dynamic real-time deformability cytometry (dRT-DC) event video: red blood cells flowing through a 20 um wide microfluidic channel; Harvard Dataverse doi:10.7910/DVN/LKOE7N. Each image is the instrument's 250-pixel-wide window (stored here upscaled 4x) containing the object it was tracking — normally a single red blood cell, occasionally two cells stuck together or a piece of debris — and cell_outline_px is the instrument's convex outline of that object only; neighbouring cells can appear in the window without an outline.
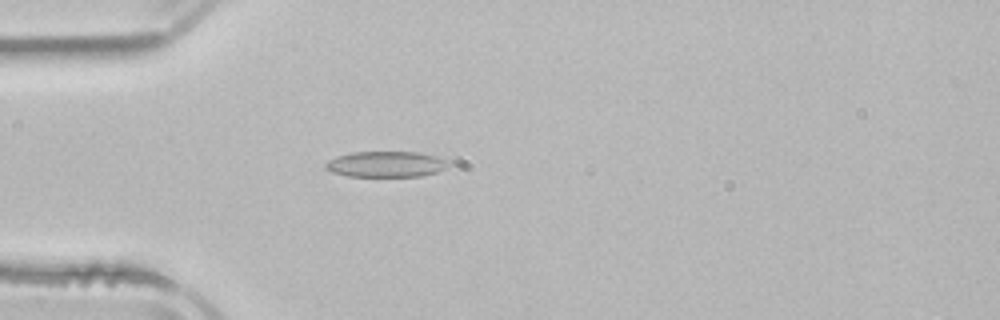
{"species": "common noctule bat (a hibernating species)", "species_latin": "Nyctalus noctula", "temperature_condition": "room temperature", "stored_images_in_passage": 4, "camera_frame_rate_fps": 3000, "um_per_image_px": 0.085, "animal": {"sex": "male", "body_mass_g": 21.5, "forearm_length_mm": 52.0}, "frame": {"image": 1, "passage_image": 4, "time_ms": 4.333, "image_size_px": [1000, 320], "cell_outline_px": [[452, 164], [436, 172], [420, 176], [348, 176], [332, 172], [324, 168], [324, 164], [328, 160], [336, 156], [352, 152], [416, 152], [436, 156], [452, 160]], "centroid_in_image_um": [32.83, 13.95], "position_along_channel_um": 52.2, "area_um2": 18.61}}